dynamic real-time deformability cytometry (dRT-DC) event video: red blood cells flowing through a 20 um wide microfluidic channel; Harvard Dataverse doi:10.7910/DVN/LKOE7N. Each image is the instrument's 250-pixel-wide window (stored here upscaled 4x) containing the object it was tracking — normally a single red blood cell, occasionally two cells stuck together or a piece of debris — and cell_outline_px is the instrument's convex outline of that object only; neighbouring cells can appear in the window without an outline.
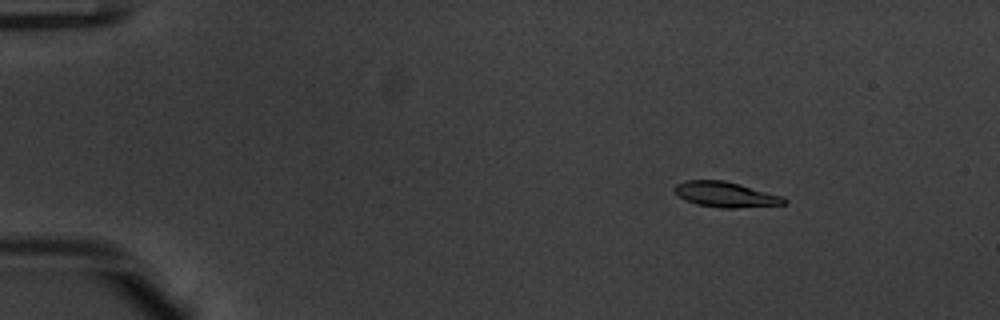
{"species": "common noctule bat (a hibernating species)", "species_latin": "Nyctalus noctula", "temperature_condition": "warm", "stored_images_in_passage": 55, "camera_frame_rate_fps": 3000, "um_per_image_px": 0.085, "animal": {"sex": "male", "body_mass_g": 20.1, "forearm_length_mm": 53.5}, "frame": {"image": 1, "passage_image": 9, "time_ms": 2.667, "image_size_px": [1000, 320], "cell_outline_px": [[788, 204], [736, 208], [720, 208], [696, 204], [684, 200], [672, 188], [676, 184], [684, 180], [724, 180], [740, 184], [784, 196], [788, 200]], "centroid_in_image_um": [61.71, 16.53], "position_along_channel_um": 23.3, "area_um2": 16.42}}
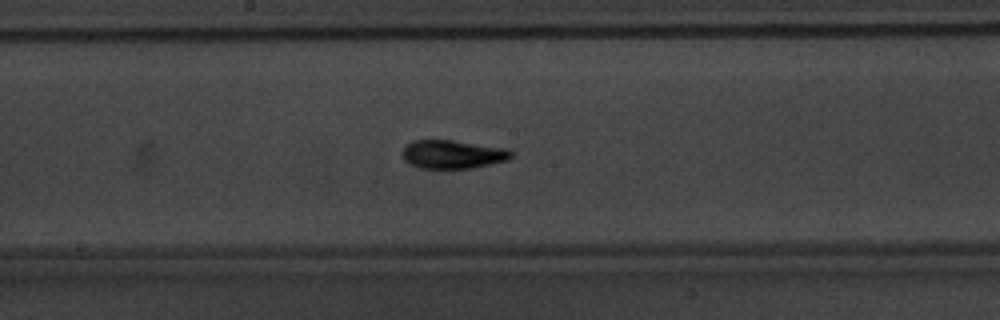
{"frame": {"image": 2, "passage_image": 31, "time_ms": 10.0, "image_size_px": [1000, 320], "cell_outline_px": [[516, 152], [508, 160], [472, 168], [420, 168], [408, 164], [404, 160], [400, 152], [404, 144], [412, 140], [452, 140], [508, 148]], "centroid_in_image_um": [38.45, 13.1], "position_along_channel_um": 209.7, "area_um2": 18.5}}
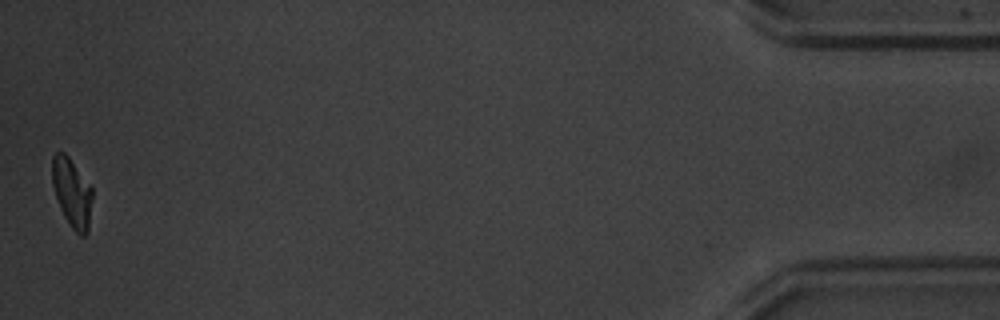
{"frame": {"image": 3, "passage_image": 55, "time_ms": 18.0, "image_size_px": [1000, 320], "cell_outline_px": [[92, 196], [88, 232], [84, 236], [80, 236], [72, 228], [64, 216], [60, 208], [52, 184], [52, 156], [56, 152], [64, 152], [68, 156], [92, 188]], "centroid_in_image_um": [6.11, 16.39], "position_along_channel_um": 429.1, "area_um2": 15.95}, "authors_computed_cell_mechanics": {"area_um2": 16.7042, "velocity_mm_per_s": 3.8004, "shape_relaxation_time_tau1_ms": 2.5113, "shape_relaxation_time_tau2_ms": 1.648, "deformation_change_tau1": 0.1734, "deformation_change_tau2": 0.0831}}